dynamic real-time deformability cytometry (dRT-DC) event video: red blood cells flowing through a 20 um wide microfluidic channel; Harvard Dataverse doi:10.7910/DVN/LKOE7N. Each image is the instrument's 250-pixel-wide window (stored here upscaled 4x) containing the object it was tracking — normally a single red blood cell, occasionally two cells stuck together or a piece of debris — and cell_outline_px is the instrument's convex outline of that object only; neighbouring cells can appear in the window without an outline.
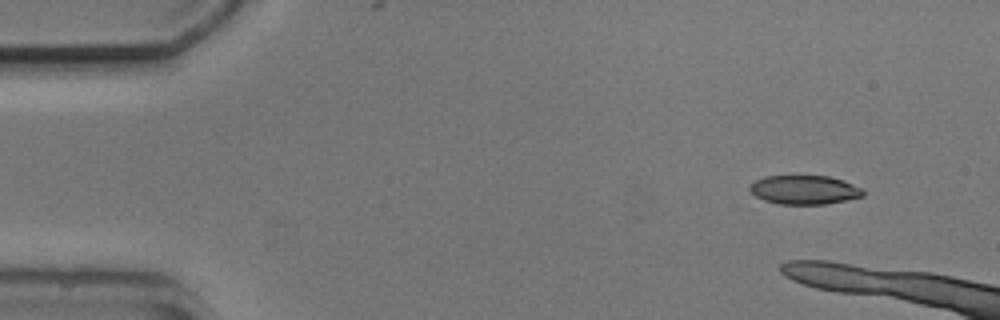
{"species": "common noctule bat (a hibernating species)", "species_latin": "Nyctalus noctula", "temperature_condition": "cold", "stored_images_in_passage": 8, "camera_frame_rate_fps": 3000, "um_per_image_px": 0.085, "animal": {"sex": "male", "body_mass_g": 20.5, "forearm_length_mm": 52.5}, "frame": {"image": 1, "passage_image": 1, "time_ms": 0.0, "image_size_px": [1000, 320], "cell_outline_px": [[864, 196], [828, 204], [780, 204], [764, 200], [756, 196], [748, 188], [756, 180], [764, 176], [828, 176], [844, 180], [864, 188]], "centroid_in_image_um": [68.42, 16.13], "position_along_channel_um": 16.6, "area_um2": 19.19}}
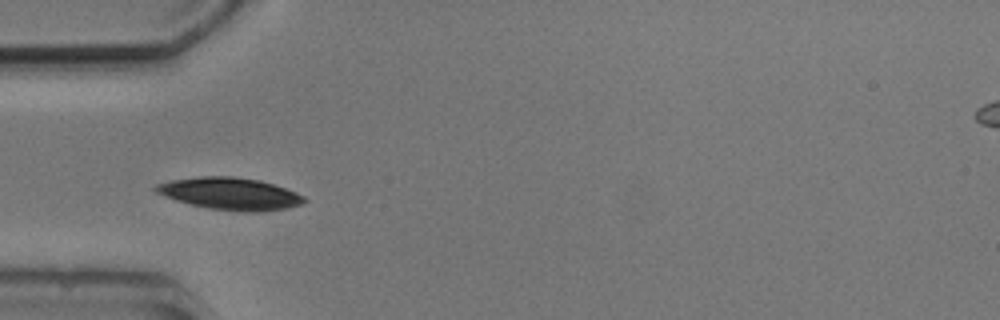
{"frame": {"image": 2, "passage_image": 6, "time_ms": 6.667, "image_size_px": [1000, 320], "cell_outline_px": [[308, 200], [304, 204], [288, 208], [264, 212], [236, 212], [208, 208], [176, 200], [164, 196], [156, 192], [152, 188], [156, 184], [172, 180], [200, 176], [232, 176], [260, 180], [296, 192], [304, 196]], "centroid_in_image_um": [19.59, 16.47], "position_along_channel_um": 65.4, "area_um2": 28.03}}